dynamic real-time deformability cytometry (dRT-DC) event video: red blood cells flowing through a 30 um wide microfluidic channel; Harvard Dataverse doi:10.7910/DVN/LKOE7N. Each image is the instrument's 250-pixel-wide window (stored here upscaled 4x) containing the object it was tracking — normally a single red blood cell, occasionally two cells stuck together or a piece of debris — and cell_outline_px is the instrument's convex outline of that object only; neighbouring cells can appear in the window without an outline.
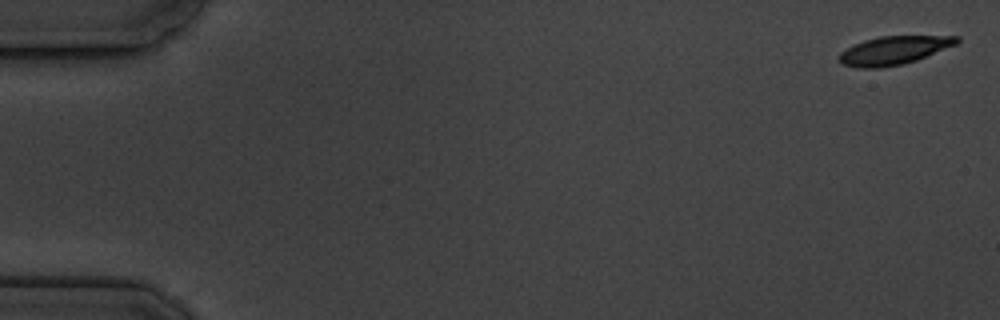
{"species": "common noctule bat (a hibernating species)", "species_latin": "Nyctalus noctula", "temperature_condition": "cold", "stored_images_in_passage": 5, "camera_frame_rate_fps": 3000, "um_per_image_px": 0.085, "animal": {"sex": "male", "body_mass_g": 19.5, "forearm_length_mm": 54.6}, "frame": {"image": 1, "passage_image": 1, "time_ms": 0.0, "image_size_px": [1000, 320], "cell_outline_px": [[960, 40], [956, 44], [916, 60], [900, 64], [880, 68], [856, 68], [840, 64], [836, 60], [836, 56], [840, 52], [864, 40], [880, 36], [960, 36]], "centroid_in_image_um": [75.9, 4.29], "position_along_channel_um": 9.1, "area_um2": 19.42}}
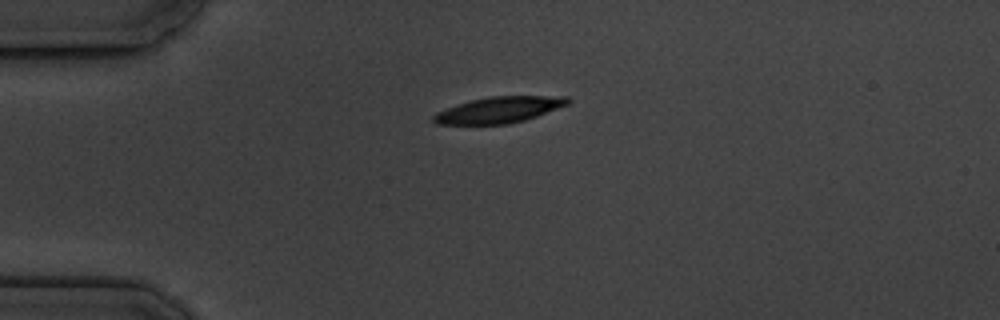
{"frame": {"image": 2, "passage_image": 4, "time_ms": 4.333, "image_size_px": [1000, 320], "cell_outline_px": [[572, 100], [568, 104], [536, 116], [524, 120], [508, 124], [436, 124], [432, 120], [432, 116], [436, 112], [456, 104], [488, 96], [568, 96]], "centroid_in_image_um": [42.4, 9.33], "position_along_channel_um": 42.6, "area_um2": 20.4}}